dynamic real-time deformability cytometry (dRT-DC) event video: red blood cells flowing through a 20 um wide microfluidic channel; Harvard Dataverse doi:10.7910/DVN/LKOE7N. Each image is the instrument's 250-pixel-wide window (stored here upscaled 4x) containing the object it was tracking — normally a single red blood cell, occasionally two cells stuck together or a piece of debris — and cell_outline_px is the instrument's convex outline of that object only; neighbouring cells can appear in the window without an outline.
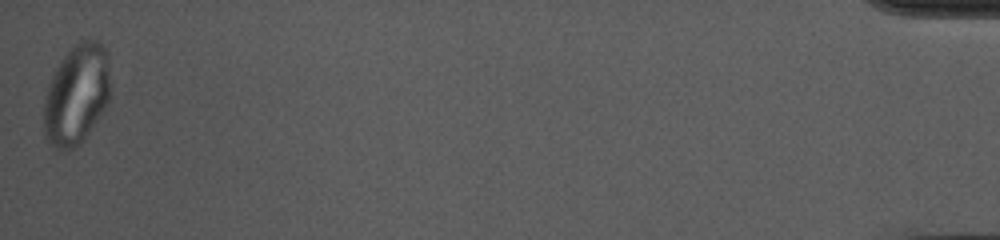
{"species": "common noctule bat (a hibernating species)", "species_latin": "Nyctalus noctula", "temperature_condition": "cold", "stored_images_in_passage": 51, "camera_frame_rate_fps": 3000, "um_per_image_px": 0.085, "animal": {"sex": "female", "body_mass_g": 10.0, "forearm_length_mm": 53.1}, "frame": {"image": 1, "passage_image": 51, "time_ms": 16.667, "image_size_px": [1000, 240], "cell_outline_px": [[108, 104], [80, 144], [72, 148], [56, 148], [44, 136], [44, 96], [48, 84], [60, 60], [80, 40], [96, 40], [108, 52]], "centroid_in_image_um": [6.49, 8.03], "position_along_channel_um": 428.7, "area_um2": 38.26}}